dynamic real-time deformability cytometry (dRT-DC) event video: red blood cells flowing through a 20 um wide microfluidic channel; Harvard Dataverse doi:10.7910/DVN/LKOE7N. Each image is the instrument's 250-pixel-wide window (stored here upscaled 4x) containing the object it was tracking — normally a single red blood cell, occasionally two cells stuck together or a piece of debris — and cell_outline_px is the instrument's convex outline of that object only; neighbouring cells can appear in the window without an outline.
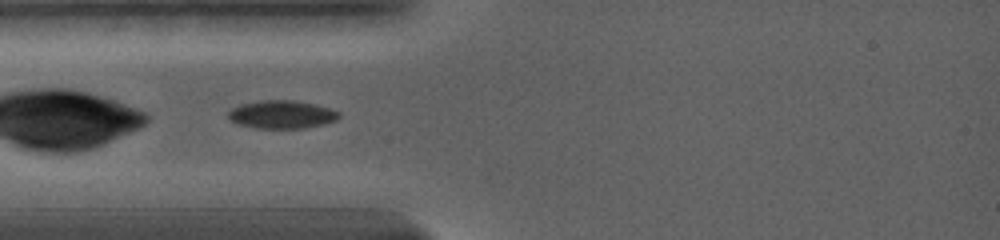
{"species": "common noctule bat (a hibernating species)", "species_latin": "Nyctalus noctula", "temperature_condition": "warm", "stored_images_in_passage": 22, "camera_frame_rate_fps": 5000, "um_per_image_px": 0.085, "animal": {"sex": "female", "body_mass_g": 19.0, "forearm_length_mm": 56.7}, "frame": {"image": 1, "passage_image": 1, "time_ms": 0.0, "image_size_px": [1000, 240], "cell_outline_px": [[340, 116], [336, 120], [324, 124], [304, 128], [256, 128], [236, 124], [228, 116], [228, 112], [232, 108], [240, 104], [260, 100], [292, 100], [316, 104], [340, 112]], "centroid_in_image_um": [23.94, 9.73], "position_along_channel_um": 61.1, "area_um2": 18.15}}
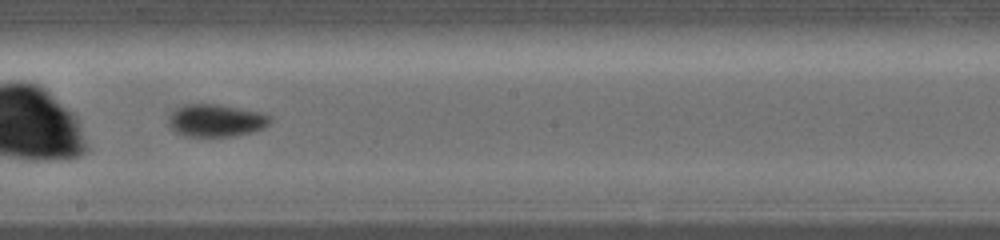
{"frame": {"image": 2, "passage_image": 10, "time_ms": 4.6, "image_size_px": [1000, 240], "cell_outline_px": [[272, 120], [264, 128], [252, 132], [232, 136], [184, 136], [176, 132], [168, 124], [168, 116], [176, 108], [184, 104], [220, 104], [260, 112], [272, 116]], "centroid_in_image_um": [18.36, 10.23], "position_along_channel_um": 229.8, "area_um2": 19.36}}
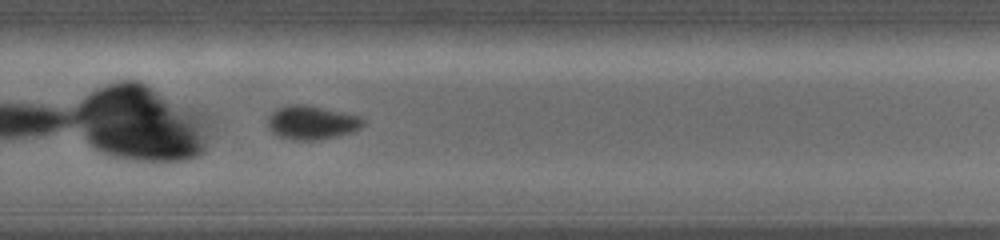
{"frame": {"image": 3, "passage_image": 16, "time_ms": 6.6, "image_size_px": [1000, 240], "cell_outline_px": [[368, 120], [360, 128], [352, 132], [336, 136], [312, 140], [292, 140], [280, 136], [272, 132], [268, 128], [268, 116], [276, 108], [288, 104], [304, 104], [344, 112], [360, 116]], "centroid_in_image_um": [26.51, 10.4], "position_along_channel_um": 303.3, "area_um2": 18.9}}